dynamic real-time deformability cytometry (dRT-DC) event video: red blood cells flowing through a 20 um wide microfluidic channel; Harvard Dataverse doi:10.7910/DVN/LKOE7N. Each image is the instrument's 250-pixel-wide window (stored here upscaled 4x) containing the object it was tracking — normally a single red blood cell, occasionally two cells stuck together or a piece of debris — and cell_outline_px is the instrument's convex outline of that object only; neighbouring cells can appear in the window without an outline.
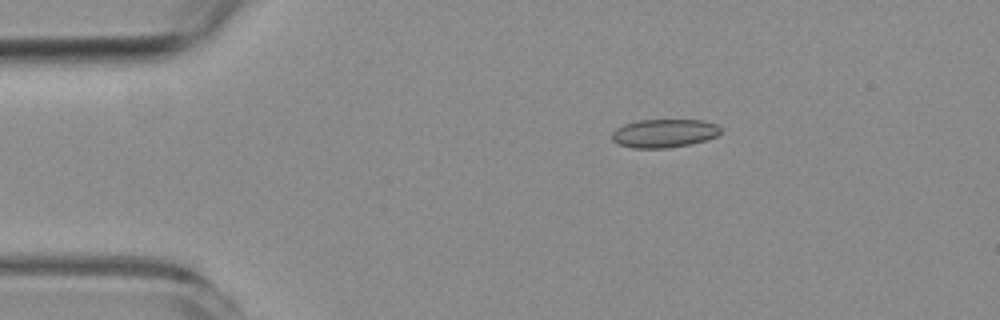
{"species": "common noctule bat (a hibernating species)", "species_latin": "Nyctalus noctula", "temperature_condition": "room temperature", "stored_images_in_passage": 3, "camera_frame_rate_fps": 3000, "um_per_image_px": 0.085, "animal": {"sex": "female", "body_mass_g": 19.3, "forearm_length_mm": 54.1}, "frame": {"image": 1, "passage_image": 1, "time_ms": 0.0, "image_size_px": [1000, 320], "cell_outline_px": [[720, 132], [716, 136], [692, 144], [668, 148], [632, 148], [616, 144], [612, 140], [612, 132], [616, 128], [624, 124], [640, 120], [704, 120], [716, 124], [720, 128]], "centroid_in_image_um": [56.42, 11.33], "position_along_channel_um": 28.6, "area_um2": 18.09}}
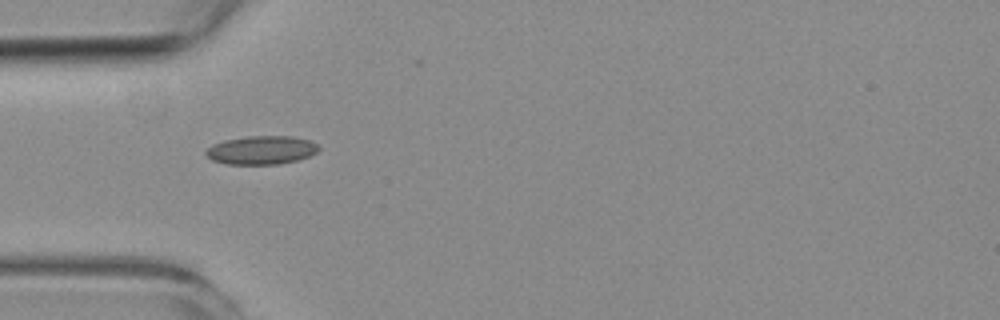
{"frame": {"image": 2, "passage_image": 3, "time_ms": 2.333, "image_size_px": [1000, 320], "cell_outline_px": [[320, 148], [316, 152], [308, 156], [296, 160], [280, 164], [228, 164], [212, 160], [204, 152], [212, 144], [224, 140], [248, 136], [292, 136], [308, 140], [316, 144]], "centroid_in_image_um": [22.2, 12.75], "position_along_channel_um": 62.8, "area_um2": 18.61}}